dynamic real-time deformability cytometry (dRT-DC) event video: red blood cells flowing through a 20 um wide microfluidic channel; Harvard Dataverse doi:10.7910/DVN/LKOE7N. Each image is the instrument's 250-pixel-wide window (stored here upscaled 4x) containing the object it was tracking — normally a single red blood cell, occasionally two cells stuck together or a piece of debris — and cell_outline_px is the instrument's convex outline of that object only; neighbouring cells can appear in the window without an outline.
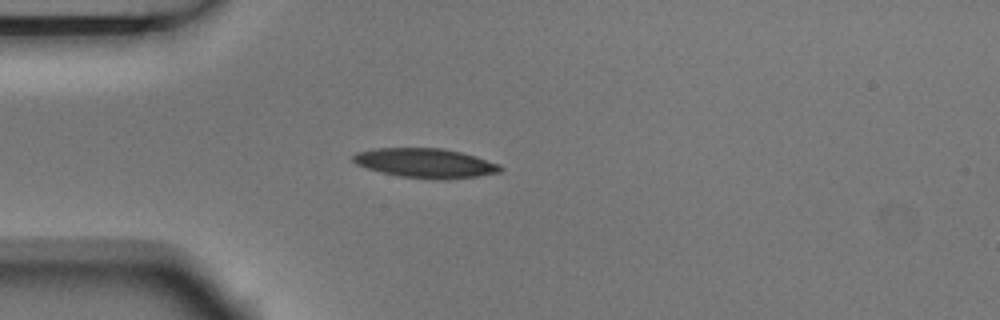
{"species": "Egyptian fruit bat (a non-hibernating species)", "species_latin": "Rousettus aegyptiacus", "temperature_condition": "room temperature", "stored_images_in_passage": 3, "camera_frame_rate_fps": 3000, "um_per_image_px": 0.085, "animal": {"sex": "male"}, "frame": {"image": 1, "passage_image": 3, "time_ms": 0.667, "image_size_px": [1000, 320], "cell_outline_px": [[504, 168], [500, 172], [476, 176], [448, 180], [440, 180], [400, 176], [380, 172], [356, 164], [352, 160], [352, 156], [356, 152], [376, 148], [440, 148], [460, 152], [500, 164]], "centroid_in_image_um": [36.15, 13.87], "position_along_channel_um": 48.9, "area_um2": 25.2}}